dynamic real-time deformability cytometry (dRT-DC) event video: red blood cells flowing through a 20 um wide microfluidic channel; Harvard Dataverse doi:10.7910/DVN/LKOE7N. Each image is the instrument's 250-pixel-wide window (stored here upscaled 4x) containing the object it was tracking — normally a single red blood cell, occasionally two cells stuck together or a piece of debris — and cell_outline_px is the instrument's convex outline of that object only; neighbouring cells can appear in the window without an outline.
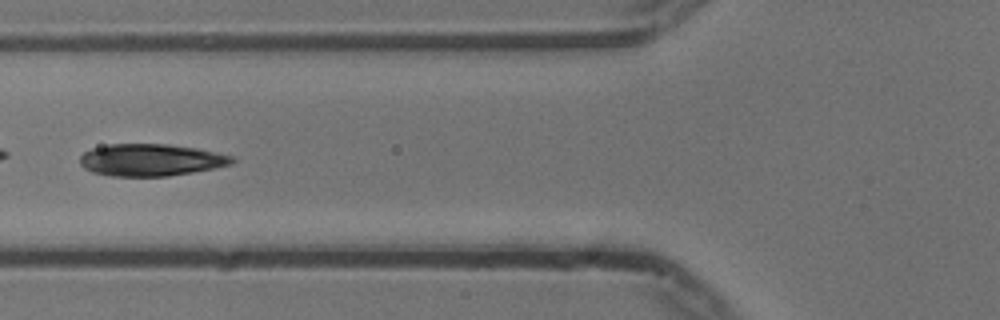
{"species": "common noctule bat (a hibernating species)", "species_latin": "Nyctalus noctula", "temperature_condition": "cold", "stored_images_in_passage": 54, "camera_frame_rate_fps": 3000, "um_per_image_px": 0.085, "animal": {"sex": "male", "body_mass_g": 13.3}, "frame": {"image": 1, "passage_image": 20, "time_ms": 6.333, "image_size_px": [1000, 320], "cell_outline_px": [[236, 160], [232, 164], [192, 172], [168, 176], [112, 176], [92, 172], [84, 168], [80, 164], [80, 156], [84, 152], [92, 148], [108, 144], [168, 144], [196, 148], [232, 156]], "centroid_in_image_um": [12.79, 13.59], "position_along_channel_um": 113.0, "area_um2": 28.32}}
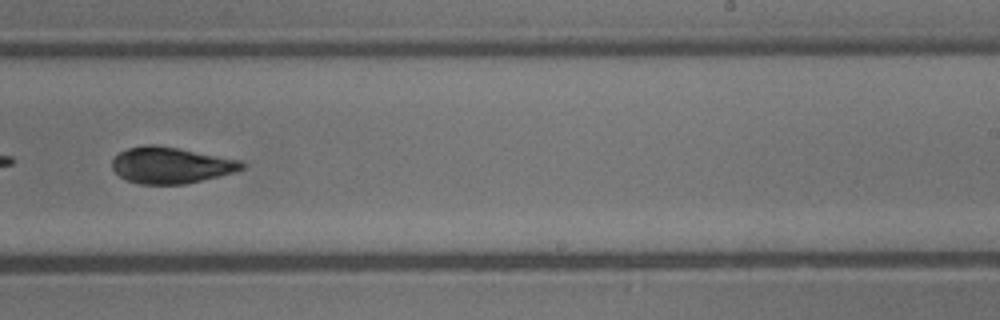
{"frame": {"image": 2, "passage_image": 33, "time_ms": 10.667, "image_size_px": [1000, 320], "cell_outline_px": [[244, 168], [236, 172], [220, 176], [184, 184], [140, 184], [124, 180], [112, 168], [112, 160], [120, 152], [128, 148], [148, 144], [152, 144], [176, 148], [244, 160]], "centroid_in_image_um": [14.55, 14.05], "position_along_channel_um": 274.5, "area_um2": 27.46}}
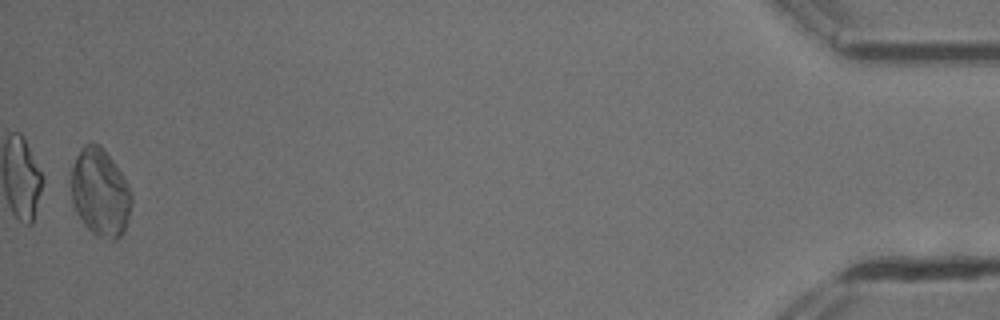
{"frame": {"image": 3, "passage_image": 53, "time_ms": 17.333, "image_size_px": [1000, 320], "cell_outline_px": [[132, 204], [128, 220], [124, 232], [116, 240], [112, 240], [96, 236], [84, 224], [76, 212], [72, 204], [68, 184], [68, 172], [80, 148], [84, 144], [100, 144], [112, 160], [128, 184], [132, 192]], "centroid_in_image_um": [8.46, 16.36], "position_along_channel_um": 426.7, "area_um2": 31.67}, "authors_computed_cell_mechanics": {"area_um2": 28.611, "velocity_mm_per_s": 3.7278, "shape_relaxation_time_tau1_ms": 7.8713, "shape_relaxation_time_tau2_ms": 2.2605, "deformation_change_tau1": 0.2014, "deformation_change_tau2": 0.0478}}